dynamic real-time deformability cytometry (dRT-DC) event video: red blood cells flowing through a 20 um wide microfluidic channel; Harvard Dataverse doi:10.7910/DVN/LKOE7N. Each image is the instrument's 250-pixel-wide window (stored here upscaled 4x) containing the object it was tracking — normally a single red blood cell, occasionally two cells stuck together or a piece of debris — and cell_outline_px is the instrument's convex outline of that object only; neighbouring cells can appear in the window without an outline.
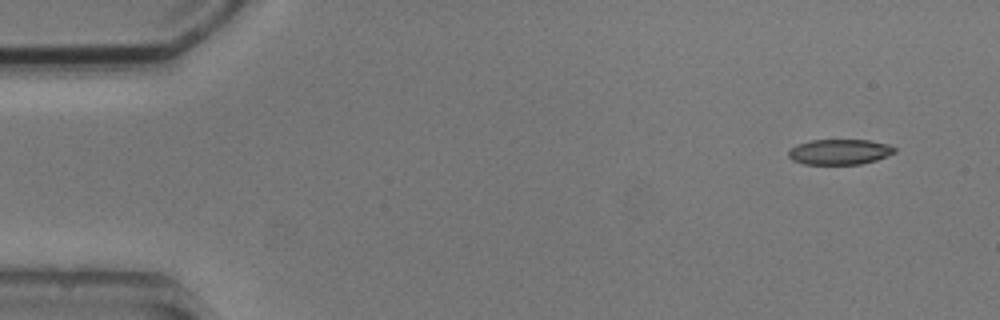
{"species": "common noctule bat (a hibernating species)", "species_latin": "Nyctalus noctula", "temperature_condition": "cold", "stored_images_in_passage": 7, "camera_frame_rate_fps": 3000, "um_per_image_px": 0.085, "animal": {"sex": "male", "body_mass_g": 20.5, "forearm_length_mm": 52.5}, "frame": {"image": 1, "passage_image": 1, "time_ms": 0.0, "image_size_px": [1000, 320], "cell_outline_px": [[896, 152], [888, 156], [876, 160], [860, 164], [804, 164], [792, 160], [788, 156], [788, 152], [796, 144], [812, 140], [868, 140], [888, 144], [896, 148]], "centroid_in_image_um": [71.38, 12.91], "position_along_channel_um": 13.6, "area_um2": 15.72}}